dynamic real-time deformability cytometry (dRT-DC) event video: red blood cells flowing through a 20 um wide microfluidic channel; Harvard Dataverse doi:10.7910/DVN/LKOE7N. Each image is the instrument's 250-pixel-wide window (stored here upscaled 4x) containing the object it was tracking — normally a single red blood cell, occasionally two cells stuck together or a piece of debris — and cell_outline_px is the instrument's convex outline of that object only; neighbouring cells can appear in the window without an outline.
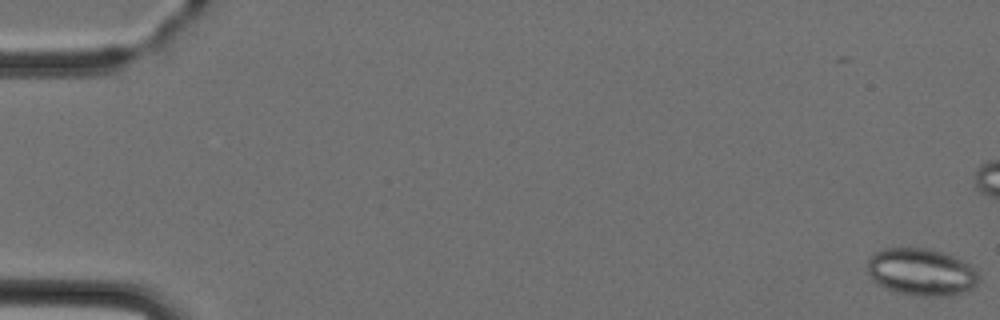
{"species": "Egyptian fruit bat (a non-hibernating species)", "species_latin": "Rousettus aegyptiacus", "temperature_condition": "cold", "stored_images_in_passage": 6, "camera_frame_rate_fps": 3000, "um_per_image_px": 0.085, "animal": {"sex": "female"}, "frame": {"image": 1, "passage_image": 1, "time_ms": 0.0, "image_size_px": [1000, 320], "cell_outline_px": [[980, 280], [972, 288], [948, 296], [924, 296], [900, 292], [876, 284], [872, 280], [868, 272], [868, 260], [872, 252], [884, 248], [928, 248], [944, 252], [964, 260], [976, 268], [980, 276]], "centroid_in_image_um": [78.33, 23.09], "position_along_channel_um": 6.7, "area_um2": 30.87}}